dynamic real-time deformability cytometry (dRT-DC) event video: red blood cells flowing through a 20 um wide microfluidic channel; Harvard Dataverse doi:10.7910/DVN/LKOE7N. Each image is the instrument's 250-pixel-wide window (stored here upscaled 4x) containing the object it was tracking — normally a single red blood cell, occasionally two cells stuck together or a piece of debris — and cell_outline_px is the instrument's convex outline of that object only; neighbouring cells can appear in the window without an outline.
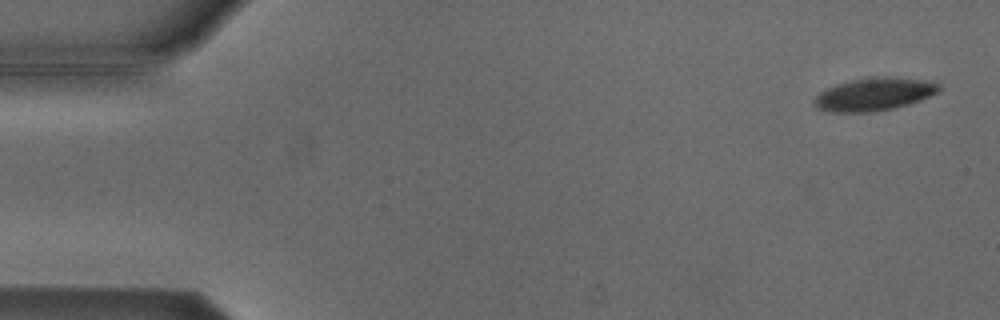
{"species": "Egyptian fruit bat (a non-hibernating species)", "species_latin": "Rousettus aegyptiacus", "temperature_condition": "cold", "stored_images_in_passage": 7, "camera_frame_rate_fps": 3000, "um_per_image_px": 0.085, "animal": {"sex": "male"}, "frame": {"image": 1, "passage_image": 1, "time_ms": 0.0, "image_size_px": [1000, 320], "cell_outline_px": [[940, 92], [920, 100], [908, 104], [892, 108], [872, 112], [832, 112], [820, 108], [812, 100], [820, 92], [836, 84], [868, 76], [888, 76], [932, 80], [940, 84]], "centroid_in_image_um": [74.37, 7.98], "position_along_channel_um": 10.6, "area_um2": 24.04}}
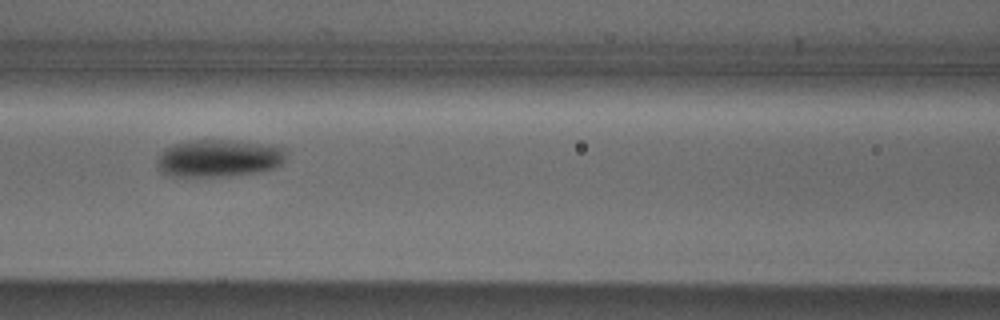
{"frame": {"image": 2, "passage_image": 7, "time_ms": 7.0, "image_size_px": [1000, 320], "cell_outline_px": [[284, 160], [280, 164], [272, 168], [256, 172], [224, 176], [172, 176], [160, 172], [160, 156], [164, 148], [176, 144], [192, 140], [232, 140], [260, 144], [284, 148]], "centroid_in_image_um": [18.58, 13.45], "position_along_channel_um": 148.0, "area_um2": 27.4}}